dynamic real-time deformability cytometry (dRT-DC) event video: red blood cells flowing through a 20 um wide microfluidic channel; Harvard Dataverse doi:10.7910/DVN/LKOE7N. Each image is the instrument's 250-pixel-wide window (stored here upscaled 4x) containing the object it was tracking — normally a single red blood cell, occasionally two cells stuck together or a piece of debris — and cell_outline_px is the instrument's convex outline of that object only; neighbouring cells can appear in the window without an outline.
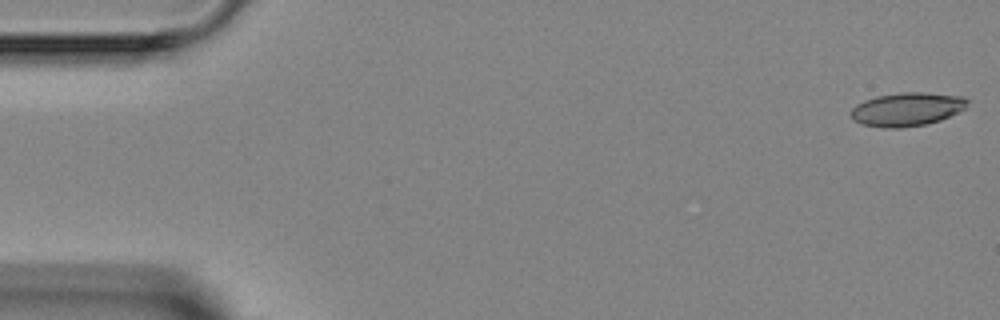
{"species": "Egyptian fruit bat (a non-hibernating species)", "species_latin": "Rousettus aegyptiacus", "temperature_condition": "room temperature", "stored_images_in_passage": 5, "camera_frame_rate_fps": 3000, "um_per_image_px": 0.085, "animal": {"sex": "female"}, "frame": {"image": 1, "passage_image": 1, "time_ms": 0.0, "image_size_px": [1000, 320], "cell_outline_px": [[968, 100], [964, 108], [940, 120], [924, 124], [900, 128], [884, 128], [860, 124], [852, 120], [848, 112], [856, 104], [864, 100], [876, 96], [900, 92], [924, 92], [964, 96]], "centroid_in_image_um": [77.01, 9.28], "position_along_channel_um": 8.0, "area_um2": 22.89}}
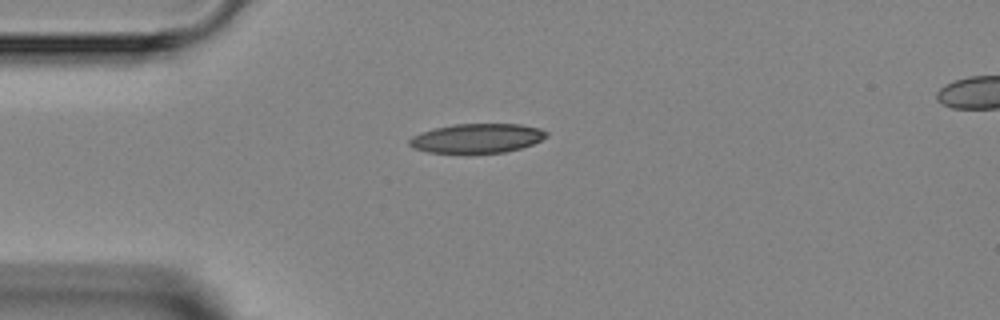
{"frame": {"image": 2, "passage_image": 4, "time_ms": 3.667, "image_size_px": [1000, 320], "cell_outline_px": [[548, 136], [532, 144], [520, 148], [504, 152], [428, 152], [412, 148], [408, 144], [408, 140], [412, 136], [436, 128], [452, 124], [520, 124], [540, 128], [548, 132]], "centroid_in_image_um": [40.55, 11.74], "position_along_channel_um": 44.4, "area_um2": 23.12}}